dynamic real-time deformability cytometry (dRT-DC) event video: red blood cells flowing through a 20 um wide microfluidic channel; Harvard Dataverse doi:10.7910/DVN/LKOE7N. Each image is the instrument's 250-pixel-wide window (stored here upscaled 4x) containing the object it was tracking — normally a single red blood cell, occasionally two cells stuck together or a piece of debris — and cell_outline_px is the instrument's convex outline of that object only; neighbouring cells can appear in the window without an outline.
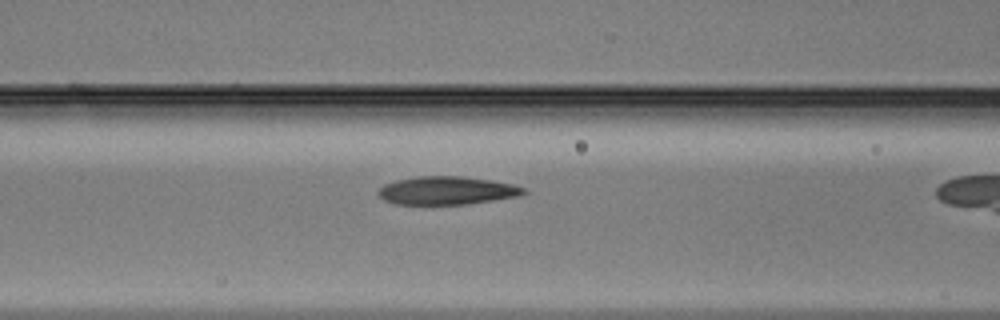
{"species": "Egyptian fruit bat (a non-hibernating species)", "species_latin": "Rousettus aegyptiacus", "temperature_condition": "warm", "stored_images_in_passage": 35, "camera_frame_rate_fps": 3000, "um_per_image_px": 0.085, "animal": {"sex": "male"}, "frame": {"image": 1, "passage_image": 16, "time_ms": 5.0, "image_size_px": [1000, 320], "cell_outline_px": [[528, 192], [520, 196], [468, 204], [396, 204], [384, 200], [376, 192], [384, 184], [396, 180], [416, 176], [460, 176], [492, 180], [512, 184], [524, 188]], "centroid_in_image_um": [37.99, 16.19], "position_along_channel_um": 128.6, "area_um2": 23.93}}
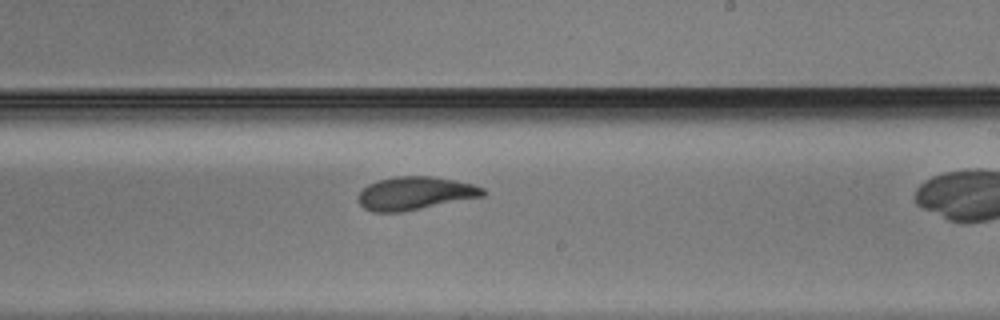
{"frame": {"image": 2, "passage_image": 25, "time_ms": 8.0, "image_size_px": [1000, 320], "cell_outline_px": [[488, 192], [484, 196], [400, 212], [372, 212], [364, 208], [356, 200], [356, 196], [368, 184], [376, 180], [396, 176], [432, 176], [472, 184], [484, 188]], "centroid_in_image_um": [35.24, 16.43], "position_along_channel_um": 253.8, "area_um2": 24.1}}
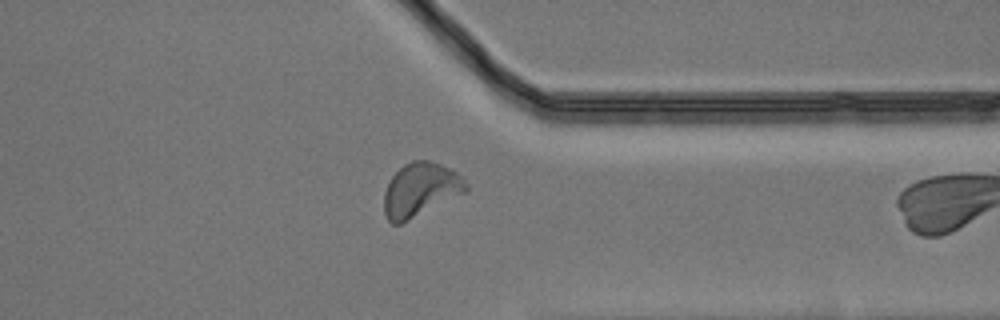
{"frame": {"image": 3, "passage_image": 34, "time_ms": 11.0, "image_size_px": [1000, 320], "cell_outline_px": [[468, 192], [400, 224], [392, 224], [388, 220], [384, 212], [384, 192], [392, 176], [404, 164], [412, 160], [428, 160], [440, 164], [456, 172], [468, 184]], "centroid_in_image_um": [35.75, 16.13], "position_along_channel_um": 375.7, "area_um2": 25.66}}